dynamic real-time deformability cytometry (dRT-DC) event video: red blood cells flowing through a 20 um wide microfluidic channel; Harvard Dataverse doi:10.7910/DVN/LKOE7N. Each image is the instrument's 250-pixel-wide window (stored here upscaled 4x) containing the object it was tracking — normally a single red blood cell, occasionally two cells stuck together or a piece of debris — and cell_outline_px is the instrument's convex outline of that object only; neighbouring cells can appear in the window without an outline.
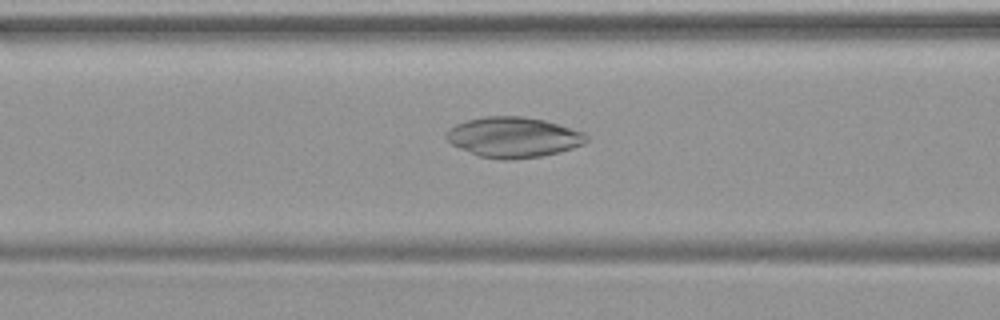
{"species": "common noctule bat (a hibernating species)", "species_latin": "Nyctalus noctula", "temperature_condition": "warm", "stored_images_in_passage": 44, "camera_frame_rate_fps": 3000, "um_per_image_px": 0.085, "animal": {"sex": "female", "body_mass_g": 19.9}, "frame": {"image": 1, "passage_image": 16, "time_ms": 5.0, "image_size_px": [1000, 320], "cell_outline_px": [[588, 140], [584, 144], [560, 152], [540, 156], [512, 160], [500, 160], [480, 156], [460, 148], [452, 144], [444, 136], [448, 128], [456, 124], [468, 120], [484, 116], [524, 116], [544, 120], [584, 132], [588, 136]], "centroid_in_image_um": [43.64, 11.66], "position_along_channel_um": 123.0, "area_um2": 33.0}}
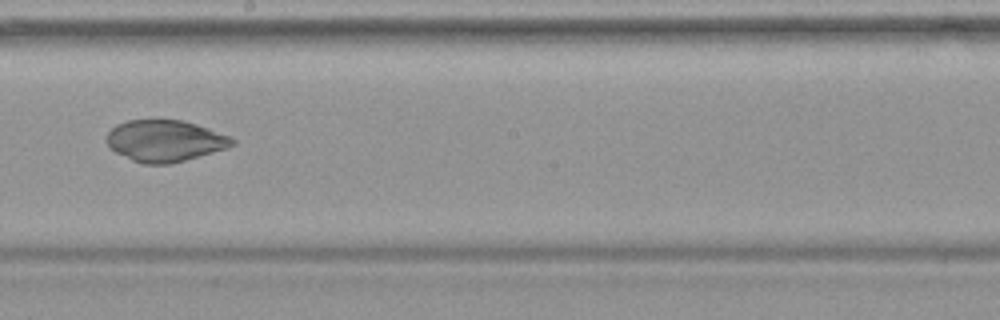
{"frame": {"image": 2, "passage_image": 24, "time_ms": 7.667, "image_size_px": [1000, 320], "cell_outline_px": [[236, 144], [228, 148], [172, 164], [144, 164], [132, 160], [108, 148], [104, 140], [108, 132], [116, 124], [128, 120], [184, 120], [232, 136], [236, 140]], "centroid_in_image_um": [14.03, 11.97], "position_along_channel_um": 234.2, "area_um2": 30.81}}
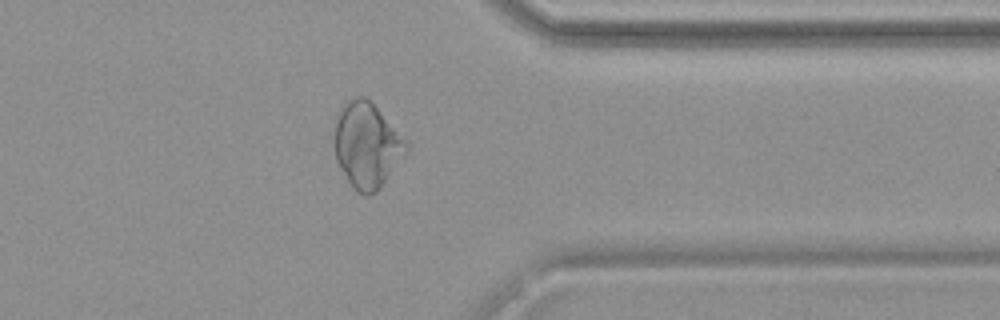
{"frame": {"image": 3, "passage_image": 35, "time_ms": 11.333, "image_size_px": [1000, 320], "cell_outline_px": [[408, 148], [380, 188], [376, 192], [368, 196], [364, 196], [356, 192], [352, 188], [340, 168], [336, 160], [336, 112], [348, 100], [356, 96], [364, 96], [376, 108], [408, 144]], "centroid_in_image_um": [31.14, 12.38], "position_along_channel_um": 380.3, "area_um2": 34.85}}